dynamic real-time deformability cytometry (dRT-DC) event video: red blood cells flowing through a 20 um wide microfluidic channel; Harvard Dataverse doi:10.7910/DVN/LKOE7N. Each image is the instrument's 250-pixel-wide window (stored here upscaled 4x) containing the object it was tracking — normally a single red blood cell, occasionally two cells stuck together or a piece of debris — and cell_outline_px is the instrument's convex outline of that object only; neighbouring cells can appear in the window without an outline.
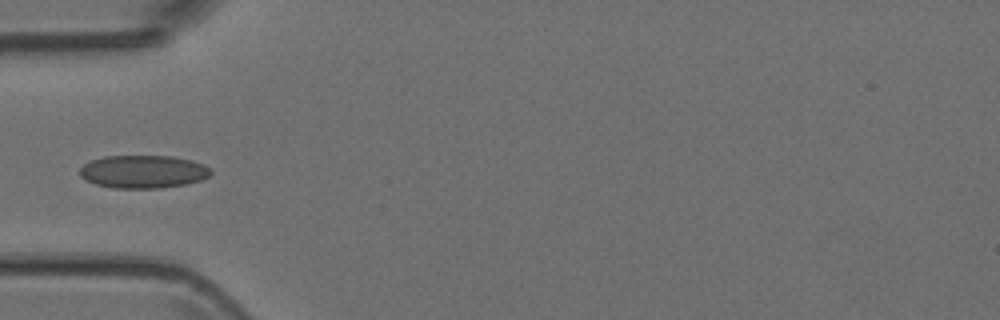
{"species": "Egyptian fruit bat (a non-hibernating species)", "species_latin": "Rousettus aegyptiacus", "temperature_condition": "room temperature", "stored_images_in_passage": 23, "camera_frame_rate_fps": 3000, "um_per_image_px": 0.085, "animal": {"sex": "female"}, "frame": {"image": 1, "passage_image": 1, "time_ms": 0.0, "image_size_px": [1000, 320], "cell_outline_px": [[212, 172], [208, 176], [200, 180], [184, 184], [160, 188], [112, 188], [96, 184], [84, 180], [80, 176], [80, 168], [84, 164], [92, 160], [104, 156], [172, 156], [192, 160], [204, 164], [212, 168]], "centroid_in_image_um": [12.17, 14.59], "position_along_channel_um": 72.8, "area_um2": 25.26}}
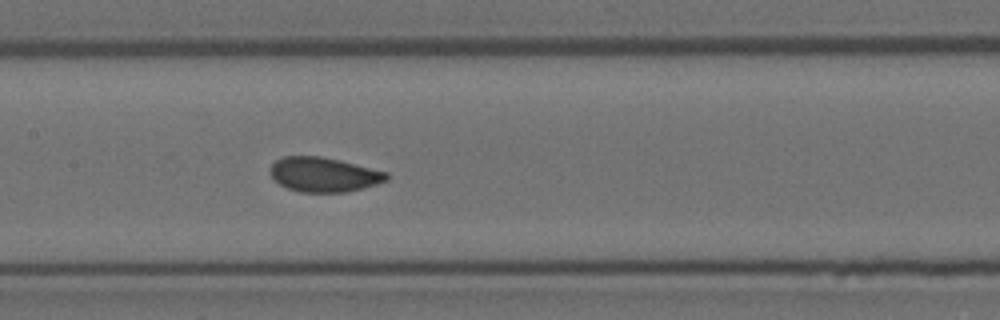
{"frame": {"image": 2, "passage_image": 9, "time_ms": 2.667, "image_size_px": [1000, 320], "cell_outline_px": [[388, 180], [376, 184], [344, 192], [300, 192], [288, 188], [280, 184], [268, 172], [272, 164], [276, 160], [284, 156], [320, 156], [340, 160], [388, 172]], "centroid_in_image_um": [27.51, 14.83], "position_along_channel_um": 179.9, "area_um2": 23.29}}
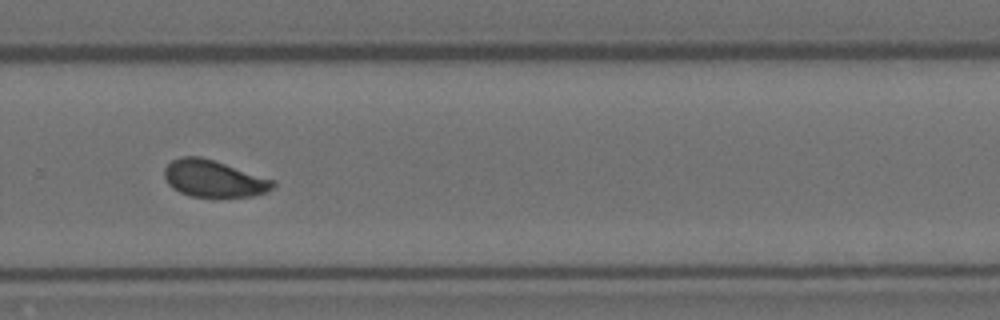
{"frame": {"image": 3, "passage_image": 19, "time_ms": 6.0, "image_size_px": [1000, 320], "cell_outline_px": [[276, 184], [272, 188], [264, 192], [252, 196], [192, 196], [180, 192], [172, 188], [168, 184], [164, 176], [164, 168], [172, 160], [180, 156], [200, 156], [276, 180]], "centroid_in_image_um": [18.15, 15.17], "position_along_channel_um": 311.7, "area_um2": 23.12}}